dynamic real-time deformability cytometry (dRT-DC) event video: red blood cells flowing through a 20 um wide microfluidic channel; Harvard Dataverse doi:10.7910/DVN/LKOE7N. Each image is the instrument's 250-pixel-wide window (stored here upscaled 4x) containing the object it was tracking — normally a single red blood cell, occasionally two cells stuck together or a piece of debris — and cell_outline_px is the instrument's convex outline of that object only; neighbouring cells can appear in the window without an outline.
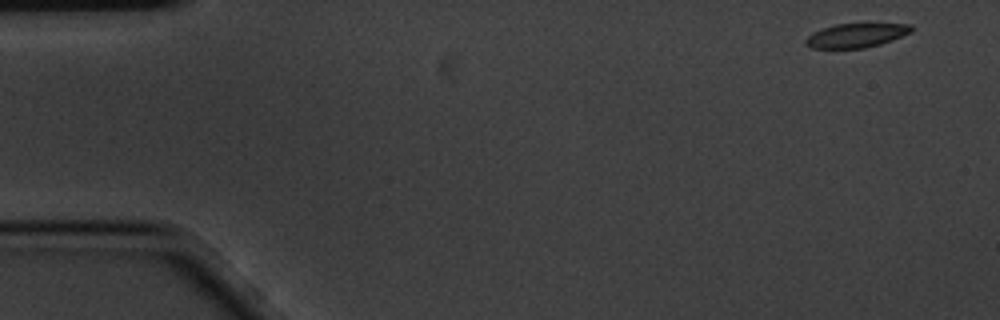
{"species": "common noctule bat (a hibernating species)", "species_latin": "Nyctalus noctula", "temperature_condition": "cold", "stored_images_in_passage": 5, "camera_frame_rate_fps": 3000, "um_per_image_px": 0.085, "animal": {"sex": "male", "body_mass_g": 20.1, "forearm_length_mm": 53.5}, "frame": {"image": 1, "passage_image": 1, "time_ms": 0.0, "image_size_px": [1000, 320], "cell_outline_px": [[912, 32], [892, 40], [880, 44], [864, 48], [812, 48], [804, 44], [804, 40], [812, 32], [836, 24], [868, 20], [912, 24]], "centroid_in_image_um": [72.85, 2.94], "position_along_channel_um": 12.1, "area_um2": 15.84}}